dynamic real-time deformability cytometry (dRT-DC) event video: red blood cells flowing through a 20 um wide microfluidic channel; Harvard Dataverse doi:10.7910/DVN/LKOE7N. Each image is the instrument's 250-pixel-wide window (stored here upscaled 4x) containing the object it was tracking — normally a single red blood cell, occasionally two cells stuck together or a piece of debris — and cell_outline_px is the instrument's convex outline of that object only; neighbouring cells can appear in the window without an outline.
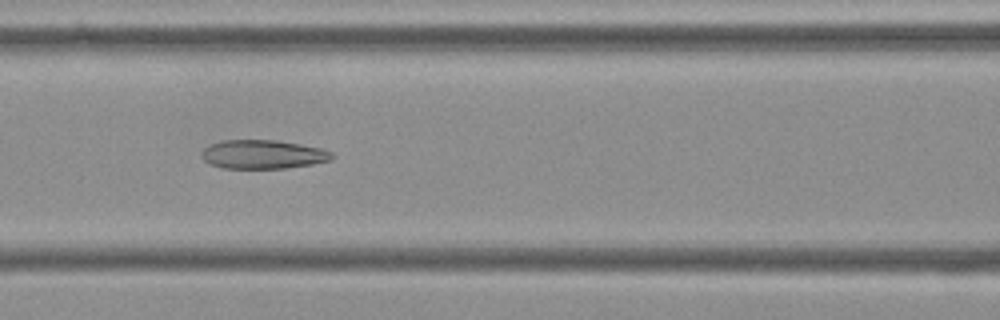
{"species": "Egyptian fruit bat (a non-hibernating species)", "species_latin": "Rousettus aegyptiacus", "temperature_condition": "cold", "stored_images_in_passage": 55, "camera_frame_rate_fps": 3000, "um_per_image_px": 0.085, "frame": {"image": 1, "passage_image": 24, "time_ms": 7.667, "image_size_px": [1000, 320], "cell_outline_px": [[336, 156], [332, 160], [312, 164], [284, 168], [224, 168], [208, 164], [204, 160], [204, 148], [220, 140], [276, 140], [300, 144], [320, 148], [332, 152]], "centroid_in_image_um": [22.39, 13.12], "position_along_channel_um": 144.2, "area_um2": 21.79}}
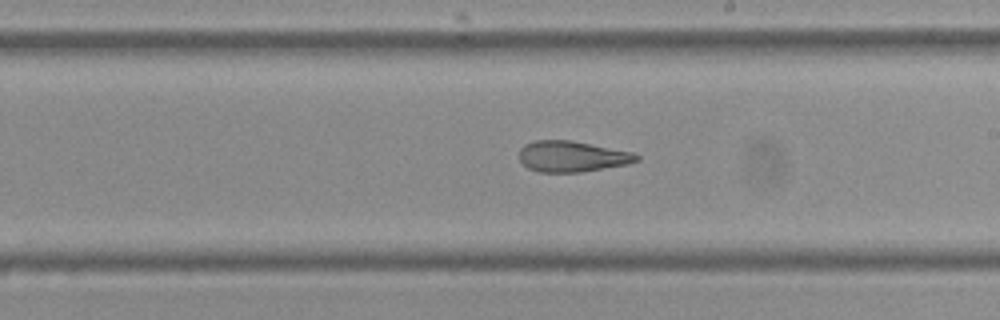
{"frame": {"image": 2, "passage_image": 32, "time_ms": 10.333, "image_size_px": [1000, 320], "cell_outline_px": [[640, 160], [628, 164], [580, 172], [540, 172], [528, 168], [520, 160], [520, 148], [524, 144], [536, 140], [572, 140], [632, 152], [640, 156]], "centroid_in_image_um": [48.63, 13.29], "position_along_channel_um": 240.4, "area_um2": 21.1}}
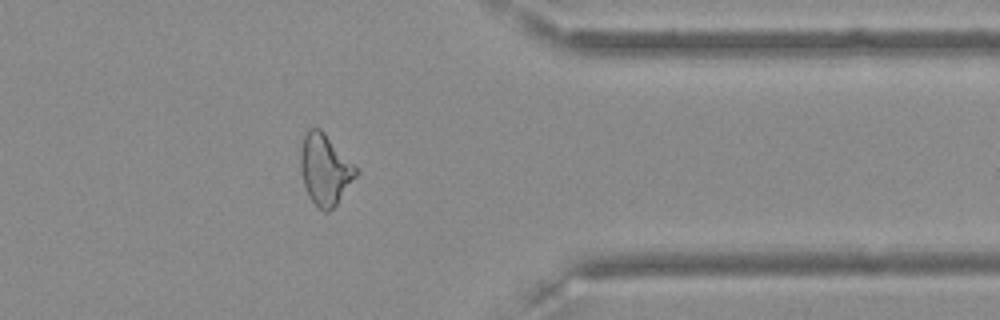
{"frame": {"image": 3, "passage_image": 45, "time_ms": 14.667, "image_size_px": [1000, 320], "cell_outline_px": [[360, 172], [336, 204], [328, 212], [324, 212], [308, 196], [304, 184], [300, 168], [300, 152], [304, 132], [308, 128], [320, 128], [324, 132]], "centroid_in_image_um": [27.6, 14.39], "position_along_channel_um": 383.8, "area_um2": 22.66}, "authors_computed_cell_mechanics": {"area_um2": 23.4668, "velocity_mm_per_s": 3.61, "shape_relaxation_time_tau1_ms": null, "shape_relaxation_time_tau2_ms": 2.5661, "deformation_change_tau1": null, "deformation_change_tau2": 0.1236}}